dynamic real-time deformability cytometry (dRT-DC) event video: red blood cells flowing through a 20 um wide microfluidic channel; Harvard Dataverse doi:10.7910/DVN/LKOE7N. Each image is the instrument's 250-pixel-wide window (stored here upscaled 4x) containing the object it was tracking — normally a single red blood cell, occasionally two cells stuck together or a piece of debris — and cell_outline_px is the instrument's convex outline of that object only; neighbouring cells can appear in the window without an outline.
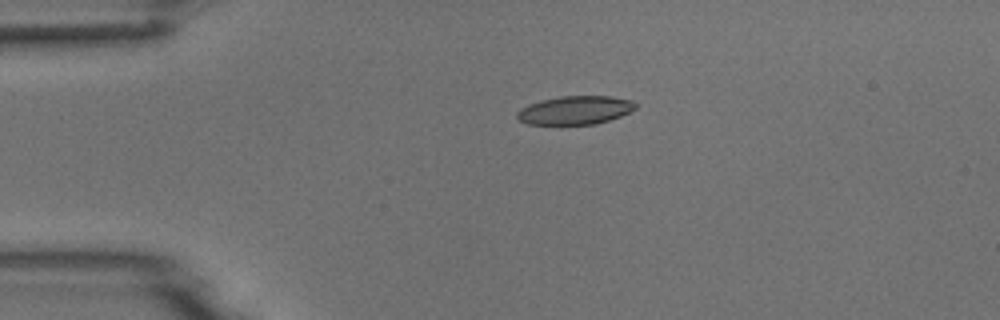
{"species": "common noctule bat (a hibernating species)", "species_latin": "Nyctalus noctula", "temperature_condition": "room temperature", "stored_images_in_passage": 2, "camera_frame_rate_fps": 3000, "um_per_image_px": 0.085, "animal": {"sex": "male", "body_mass_g": 18.8}, "frame": {"image": 1, "passage_image": 1, "time_ms": 0.0, "image_size_px": [1000, 320], "cell_outline_px": [[636, 108], [620, 116], [596, 124], [560, 128], [528, 124], [520, 120], [516, 116], [516, 112], [520, 108], [528, 104], [540, 100], [560, 96], [612, 96], [632, 100], [636, 104]], "centroid_in_image_um": [48.81, 9.42], "position_along_channel_um": 36.2, "area_um2": 20.63}}